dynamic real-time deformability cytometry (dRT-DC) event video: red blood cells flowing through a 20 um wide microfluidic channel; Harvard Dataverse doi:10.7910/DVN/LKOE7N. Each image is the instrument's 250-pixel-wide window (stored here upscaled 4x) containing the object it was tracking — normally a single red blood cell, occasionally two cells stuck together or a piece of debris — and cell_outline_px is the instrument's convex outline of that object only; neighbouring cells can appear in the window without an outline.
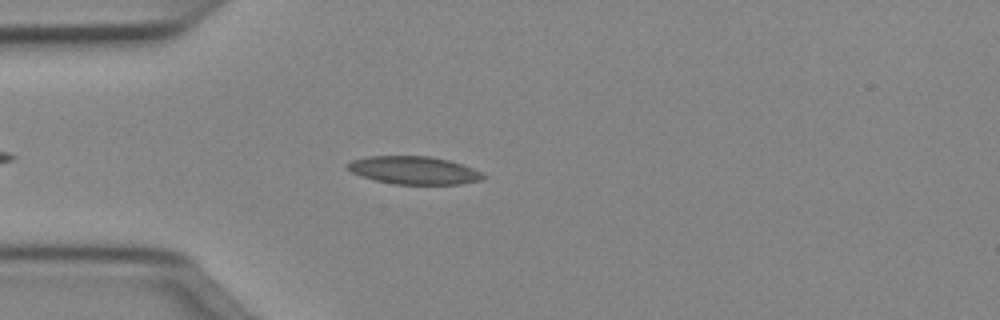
{"species": "Egyptian fruit bat (a non-hibernating species)", "species_latin": "Rousettus aegyptiacus", "temperature_condition": "cold", "stored_images_in_passage": 39, "camera_frame_rate_fps": 3000, "um_per_image_px": 0.085, "animal": {"sex": "female"}, "frame": {"image": 1, "passage_image": 6, "time_ms": 1.667, "image_size_px": [1000, 320], "cell_outline_px": [[488, 176], [480, 180], [460, 184], [392, 184], [360, 176], [344, 168], [344, 164], [352, 160], [368, 156], [428, 156], [448, 160], [464, 164]], "centroid_in_image_um": [35.14, 14.47], "position_along_channel_um": 49.9, "area_um2": 22.2}}
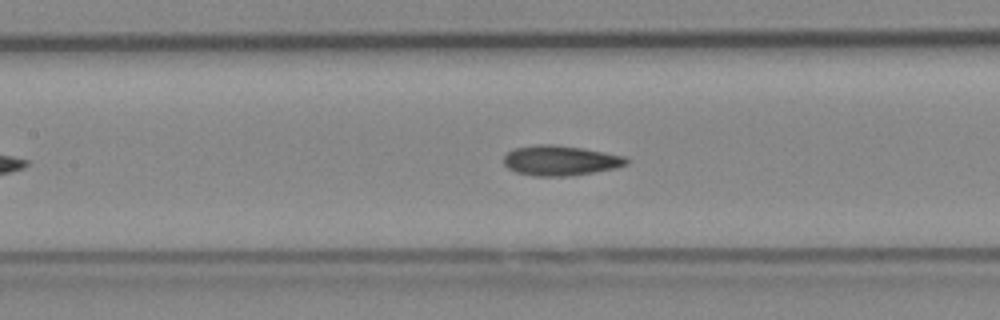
{"frame": {"image": 2, "passage_image": 15, "time_ms": 4.667, "image_size_px": [1000, 320], "cell_outline_px": [[628, 164], [616, 168], [568, 176], [536, 176], [516, 172], [508, 168], [504, 164], [504, 156], [512, 148], [536, 144], [556, 144], [584, 148], [624, 156], [628, 160]], "centroid_in_image_um": [47.61, 13.63], "position_along_channel_um": 159.8, "area_um2": 21.56}}
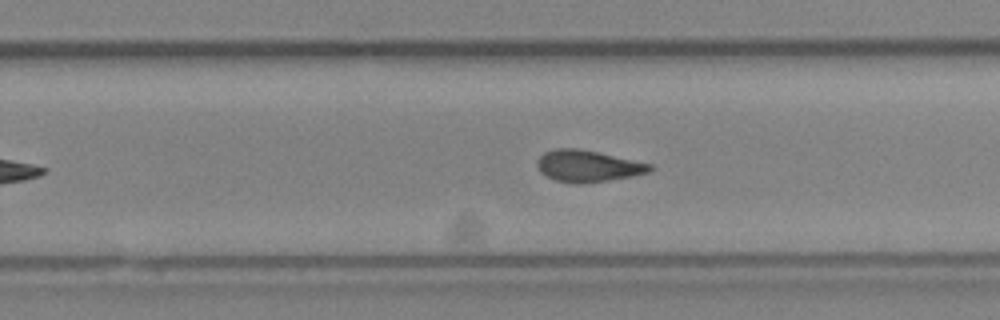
{"frame": {"image": 3, "passage_image": 24, "time_ms": 7.667, "image_size_px": [1000, 320], "cell_outline_px": [[656, 168], [648, 172], [632, 176], [608, 180], [580, 184], [576, 184], [556, 180], [540, 172], [536, 164], [536, 160], [544, 152], [556, 148], [576, 148], [596, 152], [652, 164]], "centroid_in_image_um": [49.95, 14.11], "position_along_channel_um": 279.8, "area_um2": 20.63}, "authors_computed_cell_mechanics": {"area_um2": 21.0392, "velocity_mm_per_s": 4.0369, "shape_relaxation_time_tau1_ms": null, "shape_relaxation_time_tau2_ms": 3.469, "deformation_change_tau1": null, "deformation_change_tau2": 0.1009}}